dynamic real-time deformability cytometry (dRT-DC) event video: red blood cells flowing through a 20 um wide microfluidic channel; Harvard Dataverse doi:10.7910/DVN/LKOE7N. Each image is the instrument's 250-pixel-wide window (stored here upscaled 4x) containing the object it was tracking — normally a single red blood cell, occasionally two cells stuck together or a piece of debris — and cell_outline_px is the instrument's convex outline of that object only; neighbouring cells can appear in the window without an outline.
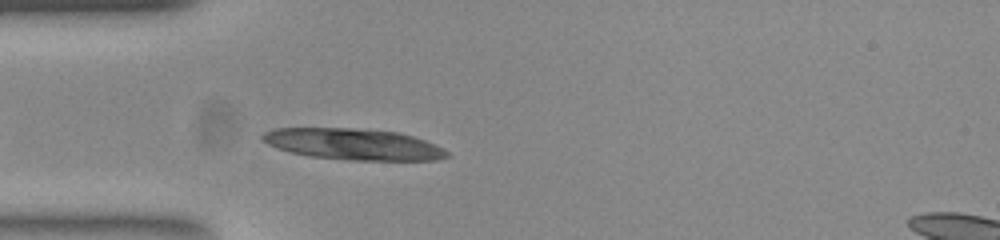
{"species": "common noctule bat (a hibernating species)", "species_latin": "Nyctalus noctula", "temperature_condition": "room temperature", "stored_images_in_passage": 6, "segment_of_instrument_passage": [1, 2], "camera_frame_rate_fps": 3000, "um_per_image_px": 0.085, "animal": {"sex": "female", "body_mass_g": 23.0, "forearm_length_mm": 53.4}, "frame": {"image": 1, "passage_image": 2, "time_ms": 0.333, "image_size_px": [1000, 240], "cell_outline_px": [[448, 156], [428, 160], [356, 160], [312, 156], [292, 152], [268, 144], [260, 136], [264, 132], [276, 128], [352, 128], [396, 132], [412, 136], [424, 140], [448, 152]], "centroid_in_image_um": [29.99, 12.24], "position_along_channel_um": 55.0, "area_um2": 32.77}}